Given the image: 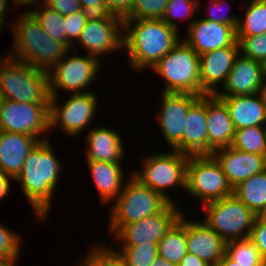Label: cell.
<instances>
[{
    "label": "cell",
    "mask_w": 266,
    "mask_h": 266,
    "mask_svg": "<svg viewBox=\"0 0 266 266\" xmlns=\"http://www.w3.org/2000/svg\"><path fill=\"white\" fill-rule=\"evenodd\" d=\"M225 253L240 266H262L266 262L249 238L226 242Z\"/></svg>",
    "instance_id": "cell-33"
},
{
    "label": "cell",
    "mask_w": 266,
    "mask_h": 266,
    "mask_svg": "<svg viewBox=\"0 0 266 266\" xmlns=\"http://www.w3.org/2000/svg\"><path fill=\"white\" fill-rule=\"evenodd\" d=\"M133 0H105L109 14L124 18L132 7Z\"/></svg>",
    "instance_id": "cell-43"
},
{
    "label": "cell",
    "mask_w": 266,
    "mask_h": 266,
    "mask_svg": "<svg viewBox=\"0 0 266 266\" xmlns=\"http://www.w3.org/2000/svg\"><path fill=\"white\" fill-rule=\"evenodd\" d=\"M150 71L164 78V93L201 96L199 55L182 39Z\"/></svg>",
    "instance_id": "cell-6"
},
{
    "label": "cell",
    "mask_w": 266,
    "mask_h": 266,
    "mask_svg": "<svg viewBox=\"0 0 266 266\" xmlns=\"http://www.w3.org/2000/svg\"><path fill=\"white\" fill-rule=\"evenodd\" d=\"M86 163L101 203L111 204L119 196L132 173L128 177L125 176L123 162L86 161Z\"/></svg>",
    "instance_id": "cell-25"
},
{
    "label": "cell",
    "mask_w": 266,
    "mask_h": 266,
    "mask_svg": "<svg viewBox=\"0 0 266 266\" xmlns=\"http://www.w3.org/2000/svg\"><path fill=\"white\" fill-rule=\"evenodd\" d=\"M196 12H200L198 0H169L162 16V20L168 26L179 30L178 25L180 22L177 20L182 19L183 22L186 18H190V22L187 24L189 27V25L196 20L194 17ZM192 17H194V19Z\"/></svg>",
    "instance_id": "cell-34"
},
{
    "label": "cell",
    "mask_w": 266,
    "mask_h": 266,
    "mask_svg": "<svg viewBox=\"0 0 266 266\" xmlns=\"http://www.w3.org/2000/svg\"><path fill=\"white\" fill-rule=\"evenodd\" d=\"M211 155L220 164L232 189L240 182L266 170V155L241 151L231 146L218 149Z\"/></svg>",
    "instance_id": "cell-17"
},
{
    "label": "cell",
    "mask_w": 266,
    "mask_h": 266,
    "mask_svg": "<svg viewBox=\"0 0 266 266\" xmlns=\"http://www.w3.org/2000/svg\"><path fill=\"white\" fill-rule=\"evenodd\" d=\"M79 3L86 12L92 14H106L105 0H79Z\"/></svg>",
    "instance_id": "cell-44"
},
{
    "label": "cell",
    "mask_w": 266,
    "mask_h": 266,
    "mask_svg": "<svg viewBox=\"0 0 266 266\" xmlns=\"http://www.w3.org/2000/svg\"><path fill=\"white\" fill-rule=\"evenodd\" d=\"M12 4H14V8H16L17 6H34L35 4L42 6L43 4H45L46 0H11ZM16 6V7H15Z\"/></svg>",
    "instance_id": "cell-48"
},
{
    "label": "cell",
    "mask_w": 266,
    "mask_h": 266,
    "mask_svg": "<svg viewBox=\"0 0 266 266\" xmlns=\"http://www.w3.org/2000/svg\"><path fill=\"white\" fill-rule=\"evenodd\" d=\"M217 97L227 105L235 130L251 126H265L266 106L259 93Z\"/></svg>",
    "instance_id": "cell-26"
},
{
    "label": "cell",
    "mask_w": 266,
    "mask_h": 266,
    "mask_svg": "<svg viewBox=\"0 0 266 266\" xmlns=\"http://www.w3.org/2000/svg\"><path fill=\"white\" fill-rule=\"evenodd\" d=\"M169 0H133L124 20L162 19Z\"/></svg>",
    "instance_id": "cell-35"
},
{
    "label": "cell",
    "mask_w": 266,
    "mask_h": 266,
    "mask_svg": "<svg viewBox=\"0 0 266 266\" xmlns=\"http://www.w3.org/2000/svg\"><path fill=\"white\" fill-rule=\"evenodd\" d=\"M233 195L258 216L266 206V170L240 182Z\"/></svg>",
    "instance_id": "cell-28"
},
{
    "label": "cell",
    "mask_w": 266,
    "mask_h": 266,
    "mask_svg": "<svg viewBox=\"0 0 266 266\" xmlns=\"http://www.w3.org/2000/svg\"><path fill=\"white\" fill-rule=\"evenodd\" d=\"M208 155L232 145L235 128L225 102L215 94H207Z\"/></svg>",
    "instance_id": "cell-21"
},
{
    "label": "cell",
    "mask_w": 266,
    "mask_h": 266,
    "mask_svg": "<svg viewBox=\"0 0 266 266\" xmlns=\"http://www.w3.org/2000/svg\"><path fill=\"white\" fill-rule=\"evenodd\" d=\"M73 47L48 72L51 97L60 95L59 90L65 91V94L68 91L70 94L92 91L89 87L98 79L97 75L100 76L102 61L89 54L78 55V50Z\"/></svg>",
    "instance_id": "cell-8"
},
{
    "label": "cell",
    "mask_w": 266,
    "mask_h": 266,
    "mask_svg": "<svg viewBox=\"0 0 266 266\" xmlns=\"http://www.w3.org/2000/svg\"><path fill=\"white\" fill-rule=\"evenodd\" d=\"M11 50L5 53L16 60L49 72L66 54L69 48L54 40L41 27L30 12H23L13 20Z\"/></svg>",
    "instance_id": "cell-3"
},
{
    "label": "cell",
    "mask_w": 266,
    "mask_h": 266,
    "mask_svg": "<svg viewBox=\"0 0 266 266\" xmlns=\"http://www.w3.org/2000/svg\"><path fill=\"white\" fill-rule=\"evenodd\" d=\"M258 217L266 219V206L262 210V212L258 215Z\"/></svg>",
    "instance_id": "cell-53"
},
{
    "label": "cell",
    "mask_w": 266,
    "mask_h": 266,
    "mask_svg": "<svg viewBox=\"0 0 266 266\" xmlns=\"http://www.w3.org/2000/svg\"><path fill=\"white\" fill-rule=\"evenodd\" d=\"M0 94L16 102L50 104L48 73L5 54L0 59Z\"/></svg>",
    "instance_id": "cell-4"
},
{
    "label": "cell",
    "mask_w": 266,
    "mask_h": 266,
    "mask_svg": "<svg viewBox=\"0 0 266 266\" xmlns=\"http://www.w3.org/2000/svg\"><path fill=\"white\" fill-rule=\"evenodd\" d=\"M202 207L203 222L225 242L249 238L257 215L233 194Z\"/></svg>",
    "instance_id": "cell-9"
},
{
    "label": "cell",
    "mask_w": 266,
    "mask_h": 266,
    "mask_svg": "<svg viewBox=\"0 0 266 266\" xmlns=\"http://www.w3.org/2000/svg\"><path fill=\"white\" fill-rule=\"evenodd\" d=\"M39 8V9H38ZM36 7L32 10L25 9V12H30L40 23L43 30L54 40L60 41L66 45V34L64 26V16L59 12L50 9L45 4L42 7Z\"/></svg>",
    "instance_id": "cell-32"
},
{
    "label": "cell",
    "mask_w": 266,
    "mask_h": 266,
    "mask_svg": "<svg viewBox=\"0 0 266 266\" xmlns=\"http://www.w3.org/2000/svg\"><path fill=\"white\" fill-rule=\"evenodd\" d=\"M49 106L50 104L5 99L0 112V131L28 134L40 141L50 139L47 136L48 133L51 134L49 132Z\"/></svg>",
    "instance_id": "cell-14"
},
{
    "label": "cell",
    "mask_w": 266,
    "mask_h": 266,
    "mask_svg": "<svg viewBox=\"0 0 266 266\" xmlns=\"http://www.w3.org/2000/svg\"><path fill=\"white\" fill-rule=\"evenodd\" d=\"M214 266H240L236 264L235 261H233L226 253L225 255L221 258V260L216 263Z\"/></svg>",
    "instance_id": "cell-49"
},
{
    "label": "cell",
    "mask_w": 266,
    "mask_h": 266,
    "mask_svg": "<svg viewBox=\"0 0 266 266\" xmlns=\"http://www.w3.org/2000/svg\"><path fill=\"white\" fill-rule=\"evenodd\" d=\"M263 78L266 79V61L263 63Z\"/></svg>",
    "instance_id": "cell-54"
},
{
    "label": "cell",
    "mask_w": 266,
    "mask_h": 266,
    "mask_svg": "<svg viewBox=\"0 0 266 266\" xmlns=\"http://www.w3.org/2000/svg\"><path fill=\"white\" fill-rule=\"evenodd\" d=\"M59 100H62L59 95L50 100L49 131L61 127L63 133L72 137L86 132L97 116L99 98L96 92L70 94L63 104Z\"/></svg>",
    "instance_id": "cell-10"
},
{
    "label": "cell",
    "mask_w": 266,
    "mask_h": 266,
    "mask_svg": "<svg viewBox=\"0 0 266 266\" xmlns=\"http://www.w3.org/2000/svg\"><path fill=\"white\" fill-rule=\"evenodd\" d=\"M178 203H170L163 211L143 220L126 225H108V233L113 235L120 246L158 244L183 211Z\"/></svg>",
    "instance_id": "cell-12"
},
{
    "label": "cell",
    "mask_w": 266,
    "mask_h": 266,
    "mask_svg": "<svg viewBox=\"0 0 266 266\" xmlns=\"http://www.w3.org/2000/svg\"><path fill=\"white\" fill-rule=\"evenodd\" d=\"M239 53L260 63L266 61V33L255 36H236Z\"/></svg>",
    "instance_id": "cell-36"
},
{
    "label": "cell",
    "mask_w": 266,
    "mask_h": 266,
    "mask_svg": "<svg viewBox=\"0 0 266 266\" xmlns=\"http://www.w3.org/2000/svg\"><path fill=\"white\" fill-rule=\"evenodd\" d=\"M150 266H178V265L167 261L161 256H158Z\"/></svg>",
    "instance_id": "cell-50"
},
{
    "label": "cell",
    "mask_w": 266,
    "mask_h": 266,
    "mask_svg": "<svg viewBox=\"0 0 266 266\" xmlns=\"http://www.w3.org/2000/svg\"><path fill=\"white\" fill-rule=\"evenodd\" d=\"M244 17H239L236 36H255L266 33V0H247ZM245 3V0L242 1Z\"/></svg>",
    "instance_id": "cell-29"
},
{
    "label": "cell",
    "mask_w": 266,
    "mask_h": 266,
    "mask_svg": "<svg viewBox=\"0 0 266 266\" xmlns=\"http://www.w3.org/2000/svg\"><path fill=\"white\" fill-rule=\"evenodd\" d=\"M178 266H210V265H208L205 261H203L199 257L187 252Z\"/></svg>",
    "instance_id": "cell-46"
},
{
    "label": "cell",
    "mask_w": 266,
    "mask_h": 266,
    "mask_svg": "<svg viewBox=\"0 0 266 266\" xmlns=\"http://www.w3.org/2000/svg\"><path fill=\"white\" fill-rule=\"evenodd\" d=\"M89 129L85 137L87 161L122 162L125 159L124 139L117 130L99 126Z\"/></svg>",
    "instance_id": "cell-24"
},
{
    "label": "cell",
    "mask_w": 266,
    "mask_h": 266,
    "mask_svg": "<svg viewBox=\"0 0 266 266\" xmlns=\"http://www.w3.org/2000/svg\"><path fill=\"white\" fill-rule=\"evenodd\" d=\"M188 159L189 155L176 150L149 153L140 159L139 169L131 173L142 185L160 193L171 203H177L168 191L182 187L185 192Z\"/></svg>",
    "instance_id": "cell-5"
},
{
    "label": "cell",
    "mask_w": 266,
    "mask_h": 266,
    "mask_svg": "<svg viewBox=\"0 0 266 266\" xmlns=\"http://www.w3.org/2000/svg\"><path fill=\"white\" fill-rule=\"evenodd\" d=\"M249 239L254 243L266 261V219L256 217Z\"/></svg>",
    "instance_id": "cell-41"
},
{
    "label": "cell",
    "mask_w": 266,
    "mask_h": 266,
    "mask_svg": "<svg viewBox=\"0 0 266 266\" xmlns=\"http://www.w3.org/2000/svg\"><path fill=\"white\" fill-rule=\"evenodd\" d=\"M239 54V46H229L199 56L201 96L215 94L222 87Z\"/></svg>",
    "instance_id": "cell-18"
},
{
    "label": "cell",
    "mask_w": 266,
    "mask_h": 266,
    "mask_svg": "<svg viewBox=\"0 0 266 266\" xmlns=\"http://www.w3.org/2000/svg\"><path fill=\"white\" fill-rule=\"evenodd\" d=\"M225 0H221V1H218V2H209V5L210 6L208 9L206 8V10H208V16L207 17H203V19L205 20H210V21H213V22H219V23H223V24H228V25H231L233 26L235 29H237V26H238V21H239V16H230L227 14V16L225 15L226 13L223 12V5L225 4ZM222 10V12H221ZM216 12L218 14H216ZM222 14H221V13Z\"/></svg>",
    "instance_id": "cell-40"
},
{
    "label": "cell",
    "mask_w": 266,
    "mask_h": 266,
    "mask_svg": "<svg viewBox=\"0 0 266 266\" xmlns=\"http://www.w3.org/2000/svg\"><path fill=\"white\" fill-rule=\"evenodd\" d=\"M39 142L28 134L0 131V170L15 180L28 154Z\"/></svg>",
    "instance_id": "cell-23"
},
{
    "label": "cell",
    "mask_w": 266,
    "mask_h": 266,
    "mask_svg": "<svg viewBox=\"0 0 266 266\" xmlns=\"http://www.w3.org/2000/svg\"><path fill=\"white\" fill-rule=\"evenodd\" d=\"M198 2H199V8H203V7L200 6V4L202 3L201 0H198Z\"/></svg>",
    "instance_id": "cell-57"
},
{
    "label": "cell",
    "mask_w": 266,
    "mask_h": 266,
    "mask_svg": "<svg viewBox=\"0 0 266 266\" xmlns=\"http://www.w3.org/2000/svg\"><path fill=\"white\" fill-rule=\"evenodd\" d=\"M52 147L50 139L40 141L28 154L20 174L14 180L20 183L23 195L40 221L47 220L51 214L54 192L63 171V164Z\"/></svg>",
    "instance_id": "cell-1"
},
{
    "label": "cell",
    "mask_w": 266,
    "mask_h": 266,
    "mask_svg": "<svg viewBox=\"0 0 266 266\" xmlns=\"http://www.w3.org/2000/svg\"><path fill=\"white\" fill-rule=\"evenodd\" d=\"M19 256L10 260L0 261V266H18Z\"/></svg>",
    "instance_id": "cell-51"
},
{
    "label": "cell",
    "mask_w": 266,
    "mask_h": 266,
    "mask_svg": "<svg viewBox=\"0 0 266 266\" xmlns=\"http://www.w3.org/2000/svg\"><path fill=\"white\" fill-rule=\"evenodd\" d=\"M218 1H221V0H209V2H218Z\"/></svg>",
    "instance_id": "cell-56"
},
{
    "label": "cell",
    "mask_w": 266,
    "mask_h": 266,
    "mask_svg": "<svg viewBox=\"0 0 266 266\" xmlns=\"http://www.w3.org/2000/svg\"><path fill=\"white\" fill-rule=\"evenodd\" d=\"M90 15L91 14L84 9L71 13L70 15H64L66 46L69 49L74 46V41L78 42Z\"/></svg>",
    "instance_id": "cell-39"
},
{
    "label": "cell",
    "mask_w": 266,
    "mask_h": 266,
    "mask_svg": "<svg viewBox=\"0 0 266 266\" xmlns=\"http://www.w3.org/2000/svg\"><path fill=\"white\" fill-rule=\"evenodd\" d=\"M200 97L191 93L162 92L156 119L161 135L171 150L182 153V134L185 129L186 115L189 108Z\"/></svg>",
    "instance_id": "cell-15"
},
{
    "label": "cell",
    "mask_w": 266,
    "mask_h": 266,
    "mask_svg": "<svg viewBox=\"0 0 266 266\" xmlns=\"http://www.w3.org/2000/svg\"><path fill=\"white\" fill-rule=\"evenodd\" d=\"M45 5L63 16L82 10L79 0H46Z\"/></svg>",
    "instance_id": "cell-42"
},
{
    "label": "cell",
    "mask_w": 266,
    "mask_h": 266,
    "mask_svg": "<svg viewBox=\"0 0 266 266\" xmlns=\"http://www.w3.org/2000/svg\"><path fill=\"white\" fill-rule=\"evenodd\" d=\"M259 94L261 95L262 100H263V102H264V104L266 106V79H263V83H262V85L260 87Z\"/></svg>",
    "instance_id": "cell-52"
},
{
    "label": "cell",
    "mask_w": 266,
    "mask_h": 266,
    "mask_svg": "<svg viewBox=\"0 0 266 266\" xmlns=\"http://www.w3.org/2000/svg\"><path fill=\"white\" fill-rule=\"evenodd\" d=\"M186 241L187 252L210 266H214L225 255L226 242L203 220L186 217Z\"/></svg>",
    "instance_id": "cell-19"
},
{
    "label": "cell",
    "mask_w": 266,
    "mask_h": 266,
    "mask_svg": "<svg viewBox=\"0 0 266 266\" xmlns=\"http://www.w3.org/2000/svg\"><path fill=\"white\" fill-rule=\"evenodd\" d=\"M124 19L113 14L89 16L77 43L89 54L98 58L123 49ZM101 57V58H100Z\"/></svg>",
    "instance_id": "cell-13"
},
{
    "label": "cell",
    "mask_w": 266,
    "mask_h": 266,
    "mask_svg": "<svg viewBox=\"0 0 266 266\" xmlns=\"http://www.w3.org/2000/svg\"><path fill=\"white\" fill-rule=\"evenodd\" d=\"M4 100H5L4 97L0 94V112H1L2 104Z\"/></svg>",
    "instance_id": "cell-55"
},
{
    "label": "cell",
    "mask_w": 266,
    "mask_h": 266,
    "mask_svg": "<svg viewBox=\"0 0 266 266\" xmlns=\"http://www.w3.org/2000/svg\"><path fill=\"white\" fill-rule=\"evenodd\" d=\"M263 64L241 53L235 59L225 83L216 96L251 95L260 92L263 83Z\"/></svg>",
    "instance_id": "cell-20"
},
{
    "label": "cell",
    "mask_w": 266,
    "mask_h": 266,
    "mask_svg": "<svg viewBox=\"0 0 266 266\" xmlns=\"http://www.w3.org/2000/svg\"><path fill=\"white\" fill-rule=\"evenodd\" d=\"M113 252L126 266H150L159 256L158 244H139L136 246H121L120 249L111 248Z\"/></svg>",
    "instance_id": "cell-30"
},
{
    "label": "cell",
    "mask_w": 266,
    "mask_h": 266,
    "mask_svg": "<svg viewBox=\"0 0 266 266\" xmlns=\"http://www.w3.org/2000/svg\"><path fill=\"white\" fill-rule=\"evenodd\" d=\"M170 203L131 175L119 196L110 204L108 225H126L143 220L163 211Z\"/></svg>",
    "instance_id": "cell-7"
},
{
    "label": "cell",
    "mask_w": 266,
    "mask_h": 266,
    "mask_svg": "<svg viewBox=\"0 0 266 266\" xmlns=\"http://www.w3.org/2000/svg\"><path fill=\"white\" fill-rule=\"evenodd\" d=\"M182 153L208 155L207 94L202 95L186 115L182 134Z\"/></svg>",
    "instance_id": "cell-22"
},
{
    "label": "cell",
    "mask_w": 266,
    "mask_h": 266,
    "mask_svg": "<svg viewBox=\"0 0 266 266\" xmlns=\"http://www.w3.org/2000/svg\"><path fill=\"white\" fill-rule=\"evenodd\" d=\"M184 41L200 56L218 48L239 46L236 29L228 24L213 22L203 18L189 25Z\"/></svg>",
    "instance_id": "cell-16"
},
{
    "label": "cell",
    "mask_w": 266,
    "mask_h": 266,
    "mask_svg": "<svg viewBox=\"0 0 266 266\" xmlns=\"http://www.w3.org/2000/svg\"><path fill=\"white\" fill-rule=\"evenodd\" d=\"M186 253V214L183 212L158 242V254L167 261L179 265Z\"/></svg>",
    "instance_id": "cell-27"
},
{
    "label": "cell",
    "mask_w": 266,
    "mask_h": 266,
    "mask_svg": "<svg viewBox=\"0 0 266 266\" xmlns=\"http://www.w3.org/2000/svg\"><path fill=\"white\" fill-rule=\"evenodd\" d=\"M22 237L10 228L0 224V261H6L21 255Z\"/></svg>",
    "instance_id": "cell-38"
},
{
    "label": "cell",
    "mask_w": 266,
    "mask_h": 266,
    "mask_svg": "<svg viewBox=\"0 0 266 266\" xmlns=\"http://www.w3.org/2000/svg\"><path fill=\"white\" fill-rule=\"evenodd\" d=\"M231 147L259 155H266L265 126H251L235 130Z\"/></svg>",
    "instance_id": "cell-31"
},
{
    "label": "cell",
    "mask_w": 266,
    "mask_h": 266,
    "mask_svg": "<svg viewBox=\"0 0 266 266\" xmlns=\"http://www.w3.org/2000/svg\"><path fill=\"white\" fill-rule=\"evenodd\" d=\"M77 266H126L104 243L91 246Z\"/></svg>",
    "instance_id": "cell-37"
},
{
    "label": "cell",
    "mask_w": 266,
    "mask_h": 266,
    "mask_svg": "<svg viewBox=\"0 0 266 266\" xmlns=\"http://www.w3.org/2000/svg\"><path fill=\"white\" fill-rule=\"evenodd\" d=\"M14 180L11 176L3 173L0 170V200H4L11 191V181Z\"/></svg>",
    "instance_id": "cell-45"
},
{
    "label": "cell",
    "mask_w": 266,
    "mask_h": 266,
    "mask_svg": "<svg viewBox=\"0 0 266 266\" xmlns=\"http://www.w3.org/2000/svg\"><path fill=\"white\" fill-rule=\"evenodd\" d=\"M9 1L10 0H0V32H2L1 30L4 28L7 29L6 27H9L10 29L11 26V24L6 23L7 18H5L7 16V11L9 10Z\"/></svg>",
    "instance_id": "cell-47"
},
{
    "label": "cell",
    "mask_w": 266,
    "mask_h": 266,
    "mask_svg": "<svg viewBox=\"0 0 266 266\" xmlns=\"http://www.w3.org/2000/svg\"><path fill=\"white\" fill-rule=\"evenodd\" d=\"M162 19L124 20L123 50L135 72L150 69L182 39Z\"/></svg>",
    "instance_id": "cell-2"
},
{
    "label": "cell",
    "mask_w": 266,
    "mask_h": 266,
    "mask_svg": "<svg viewBox=\"0 0 266 266\" xmlns=\"http://www.w3.org/2000/svg\"><path fill=\"white\" fill-rule=\"evenodd\" d=\"M186 192L204 204L233 194L220 164L212 155H189Z\"/></svg>",
    "instance_id": "cell-11"
}]
</instances>
